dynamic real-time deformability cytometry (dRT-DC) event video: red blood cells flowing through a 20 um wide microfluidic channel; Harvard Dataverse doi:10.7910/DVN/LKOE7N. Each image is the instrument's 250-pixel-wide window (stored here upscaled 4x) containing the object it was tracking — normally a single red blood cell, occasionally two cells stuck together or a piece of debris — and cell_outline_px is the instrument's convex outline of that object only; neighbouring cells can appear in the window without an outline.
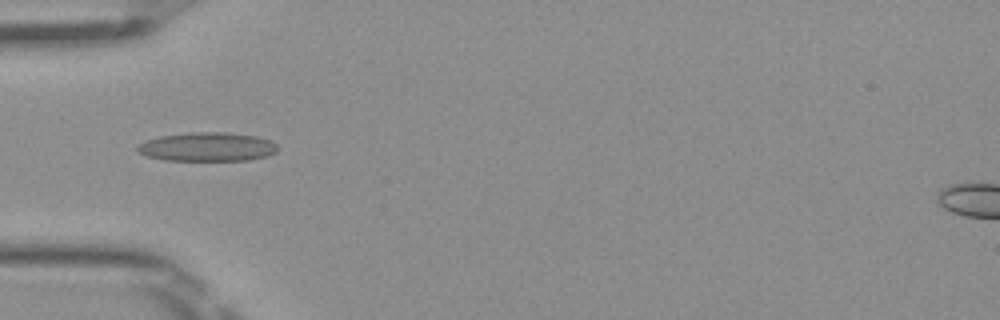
{"species": "Egyptian fruit bat (a non-hibernating species)", "species_latin": "Rousettus aegyptiacus", "temperature_condition": "room temperature", "stored_images_in_passage": 35, "camera_frame_rate_fps": 3000, "um_per_image_px": 0.085, "frame": {"image": 1, "passage_image": 1, "time_ms": 0.0, "image_size_px": [1000, 320], "cell_outline_px": [[276, 152], [268, 156], [248, 160], [164, 160], [144, 156], [136, 152], [136, 144], [144, 140], [160, 136], [188, 132], [224, 132], [256, 136], [272, 140], [276, 144]], "centroid_in_image_um": [17.55, 12.48], "position_along_channel_um": 67.4, "area_um2": 23.93}}
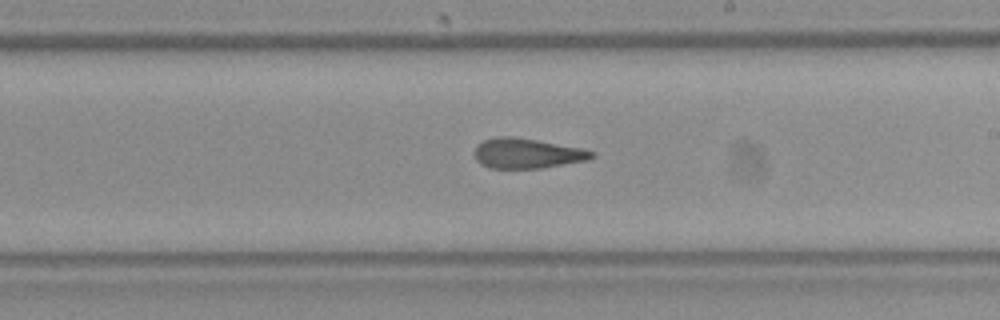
{"frame": {"image": 2, "passage_image": 14, "time_ms": 4.333, "image_size_px": [1000, 320], "cell_outline_px": [[596, 156], [588, 160], [540, 168], [488, 168], [480, 164], [476, 160], [476, 144], [484, 140], [496, 136], [516, 136], [584, 148], [596, 152]], "centroid_in_image_um": [44.83, 13.02], "position_along_channel_um": 244.2, "area_um2": 20.81}}
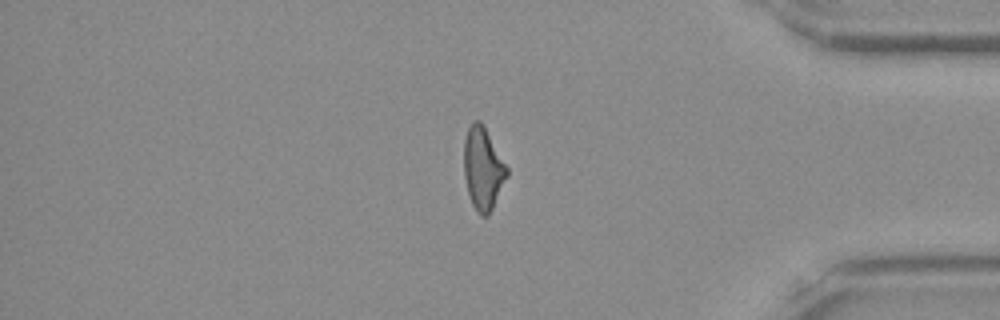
{"frame": {"image": 3, "passage_image": 27, "time_ms": 8.667, "image_size_px": [1000, 320], "cell_outline_px": [[508, 176], [488, 216], [480, 216], [476, 212], [472, 204], [468, 192], [464, 176], [464, 140], [468, 128], [472, 120], [480, 120], [508, 168]], "centroid_in_image_um": [41.04, 14.34], "position_along_channel_um": 394.2, "area_um2": 20.52}, "authors_computed_cell_mechanics": {"area_um2": 20.9814, "velocity_mm_per_s": 4.0692, "shape_relaxation_time_tau1_ms": null, "shape_relaxation_time_tau2_ms": 2.4403, "deformation_change_tau1": null, "deformation_change_tau2": 0.1118}}